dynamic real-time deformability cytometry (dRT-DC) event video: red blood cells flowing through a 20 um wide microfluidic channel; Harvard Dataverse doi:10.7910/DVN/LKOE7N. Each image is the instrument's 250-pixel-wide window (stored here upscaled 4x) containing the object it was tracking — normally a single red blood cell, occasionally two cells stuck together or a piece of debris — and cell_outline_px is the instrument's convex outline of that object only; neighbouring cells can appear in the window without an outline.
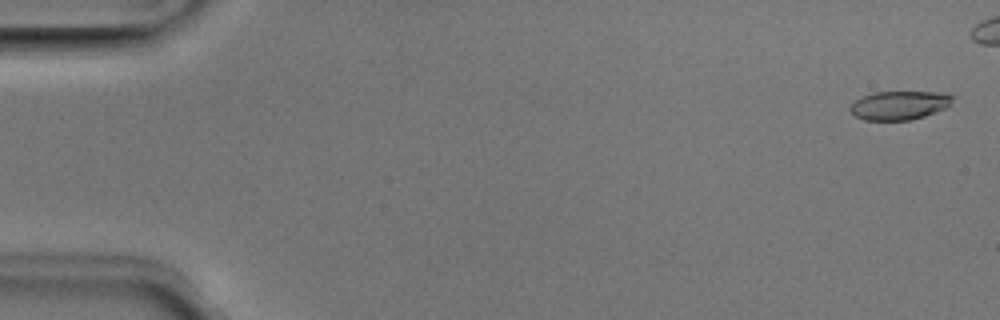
{"species": "Egyptian fruit bat (a non-hibernating species)", "species_latin": "Rousettus aegyptiacus", "temperature_condition": "room temperature", "stored_images_in_passage": 45, "camera_frame_rate_fps": 3000, "um_per_image_px": 0.085, "animal": {"sex": "male"}, "frame": {"image": 1, "passage_image": 2, "time_ms": 0.333, "image_size_px": [1000, 320], "cell_outline_px": [[952, 100], [948, 108], [924, 116], [908, 120], [864, 120], [856, 116], [848, 108], [856, 100], [872, 92], [948, 92], [952, 96]], "centroid_in_image_um": [76.48, 8.94], "position_along_channel_um": 8.5, "area_um2": 17.17}}
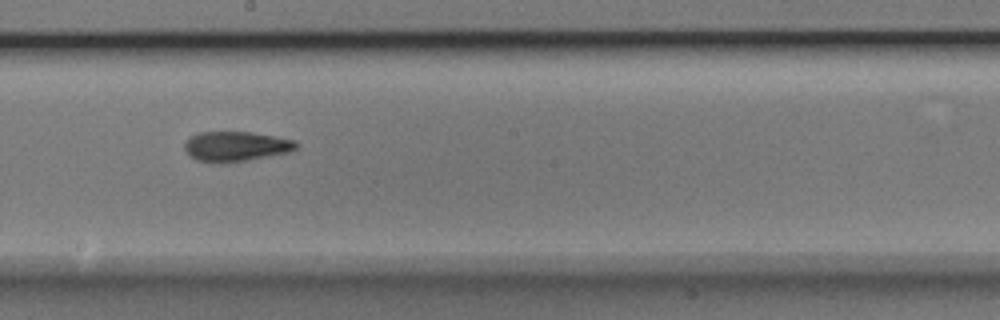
{"frame": {"image": 2, "passage_image": 29, "time_ms": 9.333, "image_size_px": [1000, 320], "cell_outline_px": [[300, 144], [296, 148], [288, 152], [248, 160], [220, 164], [196, 160], [188, 156], [184, 148], [184, 144], [192, 136], [200, 132], [252, 132], [296, 140]], "centroid_in_image_um": [20.04, 12.45], "position_along_channel_um": 228.2, "area_um2": 19.59}}
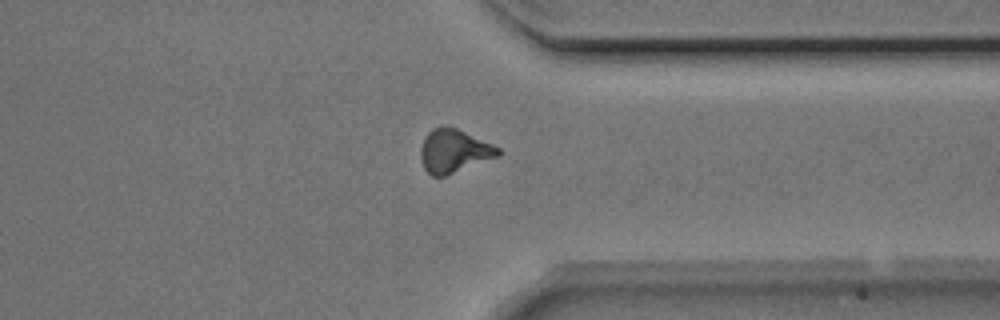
{"frame": {"image": 3, "passage_image": 40, "time_ms": 13.0, "image_size_px": [1000, 320], "cell_outline_px": [[500, 156], [444, 176], [432, 176], [424, 168], [420, 160], [420, 148], [424, 136], [432, 128], [456, 128], [492, 144], [500, 148]], "centroid_in_image_um": [38.57, 12.85], "position_along_channel_um": 372.8, "area_um2": 19.36}, "authors_computed_cell_mechanics": {"area_um2": 18.9006, "velocity_mm_per_s": 3.9995, "shape_relaxation_time_tau1_ms": null, "shape_relaxation_time_tau2_ms": 3.4972, "deformation_change_tau1": null, "deformation_change_tau2": 0.1229}}